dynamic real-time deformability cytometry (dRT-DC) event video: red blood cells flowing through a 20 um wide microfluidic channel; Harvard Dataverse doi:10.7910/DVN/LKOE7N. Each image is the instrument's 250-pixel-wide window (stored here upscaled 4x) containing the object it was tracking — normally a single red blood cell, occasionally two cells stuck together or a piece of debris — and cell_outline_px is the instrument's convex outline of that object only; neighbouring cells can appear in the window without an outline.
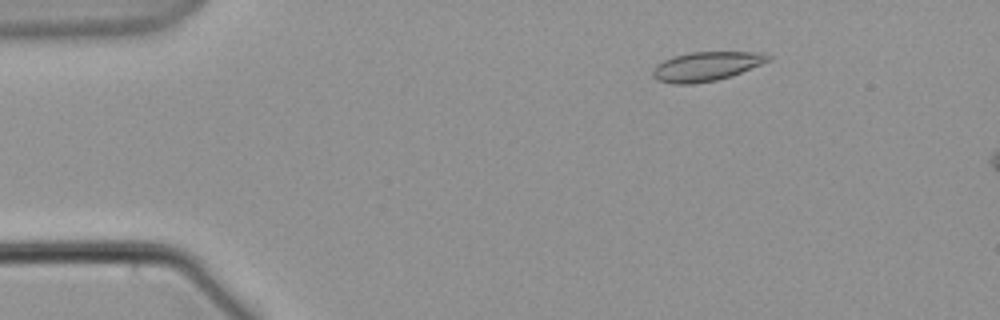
{"species": "common noctule bat (a hibernating species)", "species_latin": "Nyctalus noctula", "temperature_condition": "warm", "stored_images_in_passage": 15, "camera_frame_rate_fps": 3000, "um_per_image_px": 0.085, "animal": {"sex": "male", "body_mass_g": 21.5, "forearm_length_mm": 52.0}, "frame": {"image": 1, "passage_image": 9, "time_ms": 2.667, "image_size_px": [1000, 320], "cell_outline_px": [[772, 60], [732, 76], [716, 80], [692, 84], [672, 84], [656, 80], [652, 76], [652, 72], [656, 64], [672, 56], [692, 52], [764, 52], [772, 56]], "centroid_in_image_um": [60.05, 5.64], "position_along_channel_um": 25.0, "area_um2": 19.88}}